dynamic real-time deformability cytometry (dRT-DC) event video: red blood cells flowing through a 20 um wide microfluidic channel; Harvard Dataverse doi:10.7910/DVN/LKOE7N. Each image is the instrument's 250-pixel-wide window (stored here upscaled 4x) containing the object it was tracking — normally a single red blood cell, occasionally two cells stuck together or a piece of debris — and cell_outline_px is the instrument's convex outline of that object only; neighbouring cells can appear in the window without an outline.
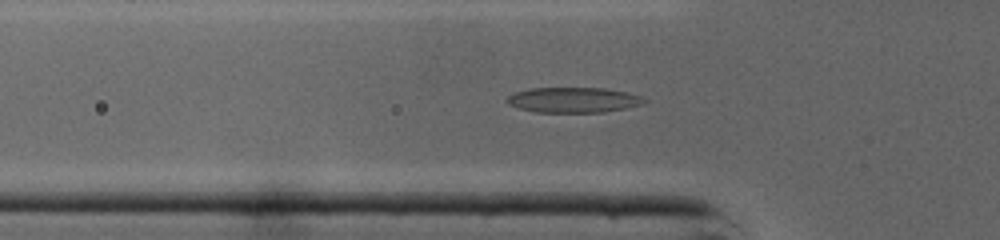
{"species": "common noctule bat (a hibernating species)", "species_latin": "Nyctalus noctula", "temperature_condition": "cold", "stored_images_in_passage": 43, "camera_frame_rate_fps": 3000, "um_per_image_px": 0.085, "animal": {"sex": "male", "body_mass_g": 19.0, "forearm_length_mm": 50.8}, "frame": {"image": 1, "passage_image": 14, "time_ms": 4.333, "image_size_px": [1000, 240], "cell_outline_px": [[648, 100], [644, 104], [604, 112], [536, 112], [520, 108], [508, 104], [508, 96], [516, 92], [528, 88], [604, 88], [628, 92], [640, 96]], "centroid_in_image_um": [48.78, 8.49], "position_along_channel_um": 77.0, "area_um2": 20.11}}
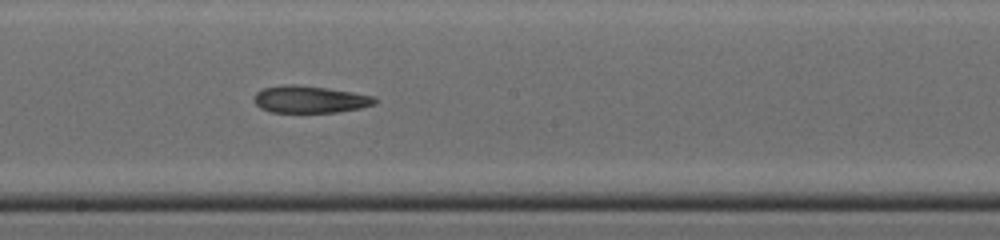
{"frame": {"image": 2, "passage_image": 24, "time_ms": 7.667, "image_size_px": [1000, 240], "cell_outline_px": [[380, 100], [376, 104], [360, 108], [340, 112], [268, 112], [260, 108], [256, 104], [256, 92], [264, 88], [284, 84], [292, 84], [328, 88], [376, 96]], "centroid_in_image_um": [26.41, 8.45], "position_along_channel_um": 221.8, "area_um2": 19.19}}
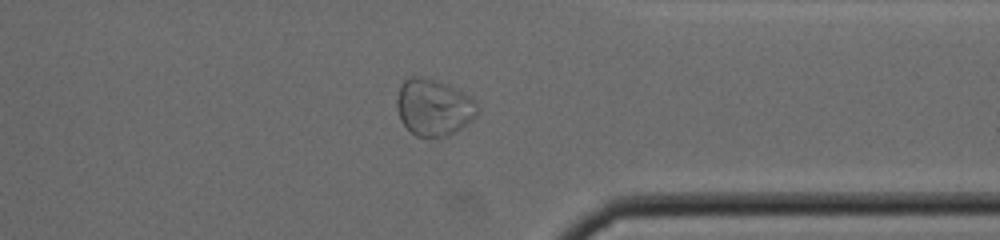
{"frame": {"image": 3, "passage_image": 35, "time_ms": 11.333, "image_size_px": [1000, 240], "cell_outline_px": [[480, 108], [476, 116], [456, 132], [448, 136], [432, 140], [416, 136], [400, 120], [396, 108], [396, 100], [400, 84], [404, 80], [412, 76], [420, 76], [436, 80], [448, 84], [468, 96]], "centroid_in_image_um": [36.83, 9.15], "position_along_channel_um": 374.6, "area_um2": 26.99}, "authors_computed_cell_mechanics": {"area_um2": 21.0392, "velocity_mm_per_s": 4.3478, "shape_relaxation_time_tau1_ms": null, "shape_relaxation_time_tau2_ms": 3.5209, "deformation_change_tau1": null, "deformation_change_tau2": 0.1229}}